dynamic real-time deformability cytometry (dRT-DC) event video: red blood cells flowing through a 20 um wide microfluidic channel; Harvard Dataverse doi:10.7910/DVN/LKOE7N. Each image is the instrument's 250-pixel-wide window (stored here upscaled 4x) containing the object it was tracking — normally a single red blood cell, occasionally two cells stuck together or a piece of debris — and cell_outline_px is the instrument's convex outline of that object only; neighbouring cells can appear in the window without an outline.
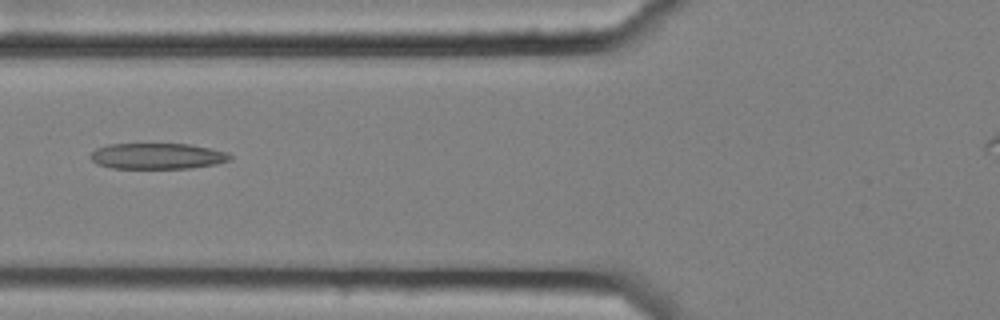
{"species": "common noctule bat (a hibernating species)", "species_latin": "Nyctalus noctula", "temperature_condition": "cold", "stored_images_in_passage": 8, "camera_frame_rate_fps": 3000, "um_per_image_px": 0.085, "animal": {"sex": "female", "body_mass_g": 25.1}, "frame": {"image": 1, "passage_image": 4, "time_ms": 1.0, "image_size_px": [1000, 320], "cell_outline_px": [[232, 160], [216, 164], [192, 168], [112, 168], [96, 164], [88, 156], [96, 148], [108, 144], [188, 144], [228, 152], [232, 156]], "centroid_in_image_um": [13.37, 13.27], "position_along_channel_um": 112.4, "area_um2": 21.15}}
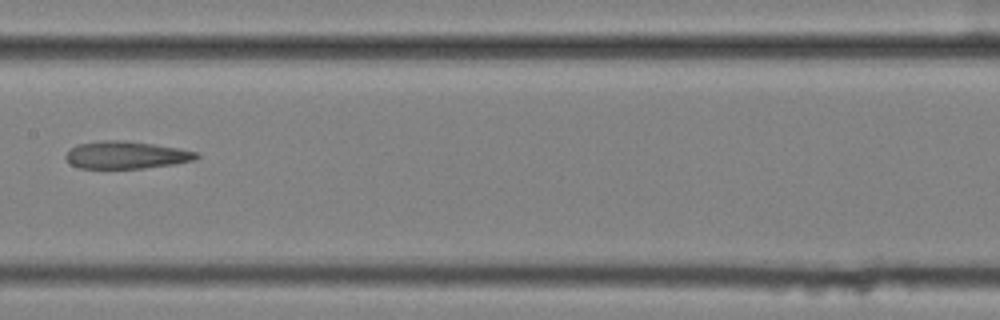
{"frame": {"image": 2, "passage_image": 6, "time_ms": 1.667, "image_size_px": [1000, 320], "cell_outline_px": [[200, 156], [196, 160], [172, 164], [144, 168], [80, 168], [72, 164], [64, 156], [76, 144], [104, 140], [120, 140], [152, 144], [176, 148], [196, 152]], "centroid_in_image_um": [10.72, 13.17], "position_along_channel_um": 196.7, "area_um2": 20.58}}
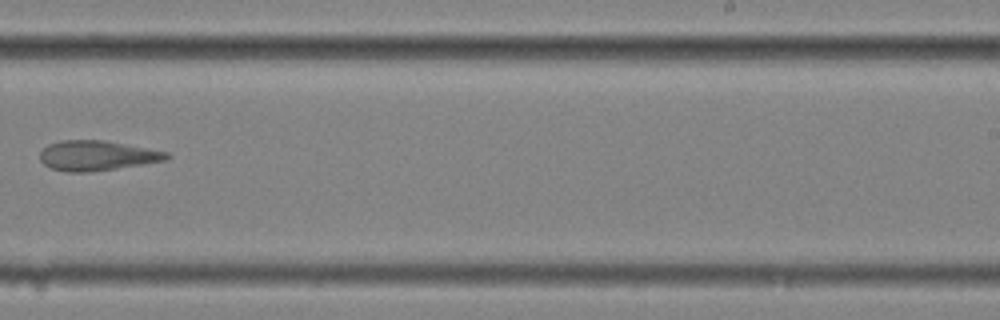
{"frame": {"image": 3, "passage_image": 8, "time_ms": 2.333, "image_size_px": [1000, 320], "cell_outline_px": [[172, 156], [168, 160], [92, 172], [68, 172], [52, 168], [44, 164], [40, 160], [40, 152], [48, 144], [60, 140], [104, 140], [168, 152]], "centroid_in_image_um": [8.25, 13.22], "position_along_channel_um": 280.7, "area_um2": 22.14}}